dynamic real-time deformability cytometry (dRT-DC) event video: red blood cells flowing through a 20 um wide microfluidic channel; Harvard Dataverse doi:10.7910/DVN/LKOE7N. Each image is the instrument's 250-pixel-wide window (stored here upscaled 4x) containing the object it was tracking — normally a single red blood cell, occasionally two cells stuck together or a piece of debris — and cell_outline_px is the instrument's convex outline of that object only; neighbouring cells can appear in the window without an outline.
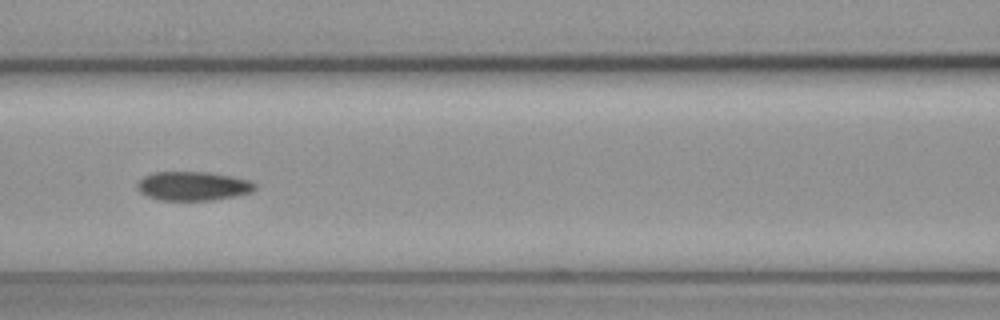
{"species": "common noctule bat (a hibernating species)", "species_latin": "Nyctalus noctula", "temperature_condition": "cold", "stored_images_in_passage": 54, "camera_frame_rate_fps": 3000, "um_per_image_px": 0.085, "animal": {"sex": "female", "body_mass_g": 19.3, "forearm_length_mm": 54.1}, "frame": {"image": 1, "passage_image": 24, "time_ms": 7.667, "image_size_px": [1000, 320], "cell_outline_px": [[256, 188], [252, 192], [212, 200], [160, 200], [148, 196], [140, 192], [136, 188], [136, 184], [144, 176], [152, 172], [208, 172], [232, 176], [248, 180], [256, 184]], "centroid_in_image_um": [16.38, 15.8], "position_along_channel_um": 150.2, "area_um2": 19.83}}